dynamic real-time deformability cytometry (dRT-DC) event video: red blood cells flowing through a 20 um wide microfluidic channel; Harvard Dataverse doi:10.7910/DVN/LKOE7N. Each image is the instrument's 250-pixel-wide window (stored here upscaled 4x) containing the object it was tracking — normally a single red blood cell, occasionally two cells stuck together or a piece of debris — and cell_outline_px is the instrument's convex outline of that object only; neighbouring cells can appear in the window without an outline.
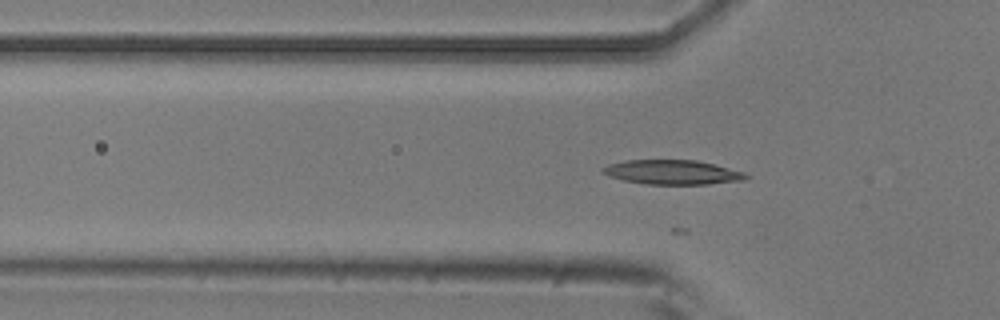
{"species": "common noctule bat (a hibernating species)", "species_latin": "Nyctalus noctula", "temperature_condition": "room temperature", "stored_images_in_passage": 7, "camera_frame_rate_fps": 3000, "um_per_image_px": 0.085, "animal": {"sex": "male", "body_mass_g": 20.5, "forearm_length_mm": 52.5}, "frame": {"image": 1, "passage_image": 3, "time_ms": 0.667, "image_size_px": [1000, 320], "cell_outline_px": [[748, 176], [744, 180], [708, 184], [648, 184], [624, 180], [608, 176], [600, 172], [600, 168], [608, 164], [624, 160], [696, 160], [744, 172]], "centroid_in_image_um": [57.08, 14.63], "position_along_channel_um": 68.7, "area_um2": 20.29}}
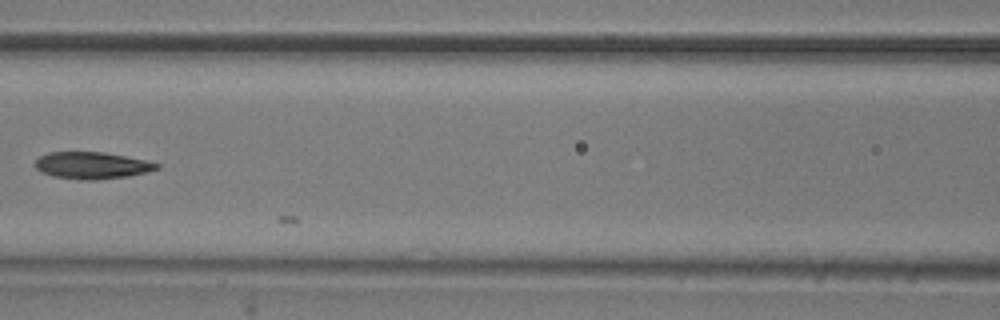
{"frame": {"image": 2, "passage_image": 5, "time_ms": 1.333, "image_size_px": [1000, 320], "cell_outline_px": [[160, 168], [148, 172], [128, 176], [92, 180], [84, 180], [52, 176], [36, 168], [32, 164], [40, 156], [48, 152], [104, 152], [144, 160], [160, 164]], "centroid_in_image_um": [7.8, 14.06], "position_along_channel_um": 158.8, "area_um2": 18.96}}